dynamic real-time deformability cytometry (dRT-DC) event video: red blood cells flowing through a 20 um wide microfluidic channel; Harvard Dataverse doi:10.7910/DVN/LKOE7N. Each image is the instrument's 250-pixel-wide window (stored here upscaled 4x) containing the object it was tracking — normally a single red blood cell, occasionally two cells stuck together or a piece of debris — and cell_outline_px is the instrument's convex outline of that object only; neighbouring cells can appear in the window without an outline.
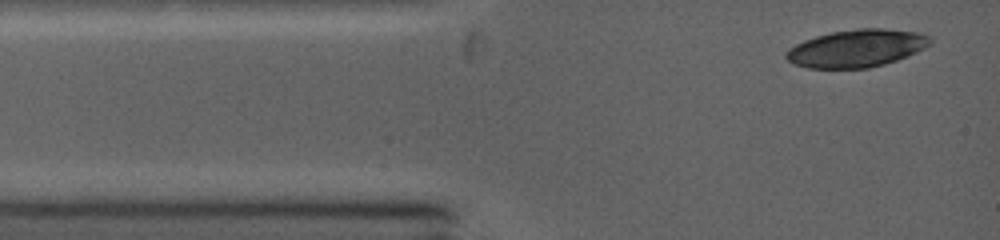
{"species": "common noctule bat (a hibernating species)", "species_latin": "Nyctalus noctula", "temperature_condition": "warm", "stored_images_in_passage": 3, "camera_frame_rate_fps": 5000, "um_per_image_px": 0.085, "animal": {"sex": "female", "body_mass_g": 19.0, "forearm_length_mm": 53.3}, "frame": {"image": 1, "passage_image": 1, "time_ms": 0.0, "image_size_px": [1000, 240], "cell_outline_px": [[932, 44], [916, 52], [896, 60], [868, 68], [812, 68], [796, 64], [788, 60], [784, 56], [784, 52], [796, 44], [804, 40], [816, 36], [832, 32], [860, 28], [880, 28], [916, 32], [928, 36], [932, 40]], "centroid_in_image_um": [72.81, 4.1], "position_along_channel_um": 12.2, "area_um2": 31.21}}